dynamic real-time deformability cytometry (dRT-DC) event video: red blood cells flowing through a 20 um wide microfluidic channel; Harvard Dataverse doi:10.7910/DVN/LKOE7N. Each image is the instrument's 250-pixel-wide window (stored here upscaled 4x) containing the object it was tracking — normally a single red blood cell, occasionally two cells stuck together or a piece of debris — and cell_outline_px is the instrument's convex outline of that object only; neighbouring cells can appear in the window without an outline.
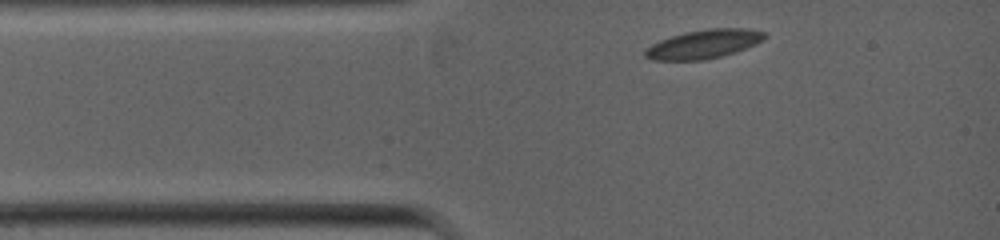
{"species": "common noctule bat (a hibernating species)", "species_latin": "Nyctalus noctula", "temperature_condition": "warm", "stored_images_in_passage": 4, "camera_frame_rate_fps": 5000, "um_per_image_px": 0.085, "animal": {"sex": "female", "body_mass_g": 19.0, "forearm_length_mm": 53.3}, "frame": {"image": 1, "passage_image": 1, "time_ms": 0.0, "image_size_px": [1000, 240], "cell_outline_px": [[764, 36], [760, 40], [744, 48], [720, 56], [700, 60], [652, 60], [644, 56], [644, 52], [652, 44], [660, 40], [672, 36], [688, 32], [712, 28], [740, 28], [764, 32]], "centroid_in_image_um": [59.73, 3.75], "position_along_channel_um": 25.3, "area_um2": 19.25}}
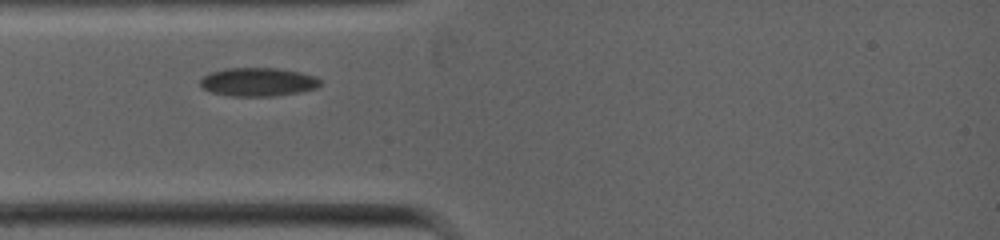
{"frame": {"image": 2, "passage_image": 3, "time_ms": 1.2, "image_size_px": [1000, 240], "cell_outline_px": [[320, 84], [316, 88], [276, 96], [232, 96], [212, 92], [204, 88], [200, 84], [200, 80], [204, 76], [212, 72], [228, 68], [276, 68], [300, 72], [316, 76], [320, 80]], "centroid_in_image_um": [21.94, 6.96], "position_along_channel_um": 63.1, "area_um2": 19.71}}